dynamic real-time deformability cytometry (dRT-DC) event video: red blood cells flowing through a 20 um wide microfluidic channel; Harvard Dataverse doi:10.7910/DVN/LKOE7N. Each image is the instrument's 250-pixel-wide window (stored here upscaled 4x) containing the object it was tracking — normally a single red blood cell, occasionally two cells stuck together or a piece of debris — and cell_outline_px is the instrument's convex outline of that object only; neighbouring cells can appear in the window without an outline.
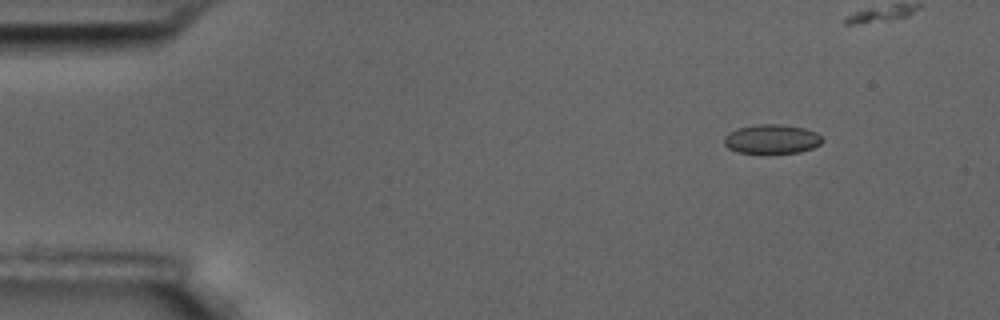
{"species": "common noctule bat (a hibernating species)", "species_latin": "Nyctalus noctula", "temperature_condition": "room temperature", "stored_images_in_passage": 7, "camera_frame_rate_fps": 3000, "um_per_image_px": 0.085, "animal": {"sex": "male", "body_mass_g": 17.5, "forearm_length_mm": 52.3}, "frame": {"image": 1, "passage_image": 2, "time_ms": 0.333, "image_size_px": [1000, 320], "cell_outline_px": [[824, 140], [820, 144], [812, 148], [800, 152], [736, 152], [728, 148], [724, 144], [724, 136], [728, 132], [736, 128], [756, 124], [780, 124], [804, 128], [816, 132]], "centroid_in_image_um": [65.57, 11.8], "position_along_channel_um": 19.4, "area_um2": 16.65}}